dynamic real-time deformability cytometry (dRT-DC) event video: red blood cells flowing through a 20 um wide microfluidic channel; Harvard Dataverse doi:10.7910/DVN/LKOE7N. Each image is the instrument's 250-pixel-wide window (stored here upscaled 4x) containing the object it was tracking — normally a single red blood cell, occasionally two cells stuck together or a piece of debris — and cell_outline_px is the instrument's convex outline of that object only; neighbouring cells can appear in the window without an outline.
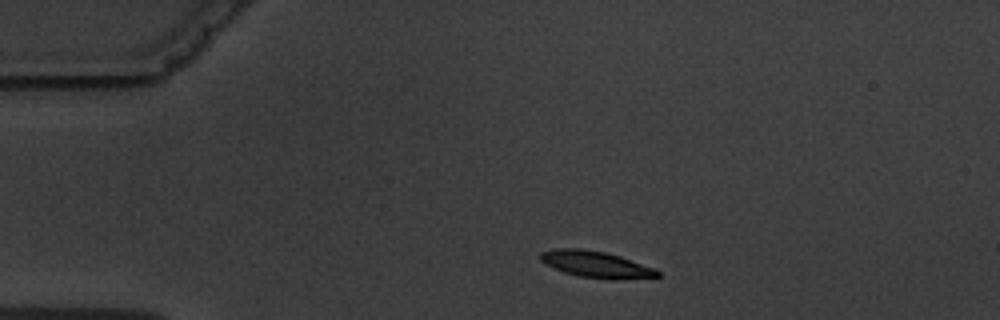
{"species": "common noctule bat (a hibernating species)", "species_latin": "Nyctalus noctula", "temperature_condition": "warm", "stored_images_in_passage": 3, "camera_frame_rate_fps": 3000, "um_per_image_px": 0.085, "animal": {"sex": "male", "body_mass_g": 19.5, "forearm_length_mm": 54.6}, "frame": {"image": 1, "passage_image": 1, "time_ms": 0.0, "image_size_px": [1000, 320], "cell_outline_px": [[660, 276], [612, 280], [580, 276], [564, 272], [544, 264], [540, 260], [540, 252], [556, 248], [580, 248], [604, 252], [620, 256], [656, 268], [660, 272]], "centroid_in_image_um": [50.65, 22.46], "position_along_channel_um": 34.3, "area_um2": 18.09}}
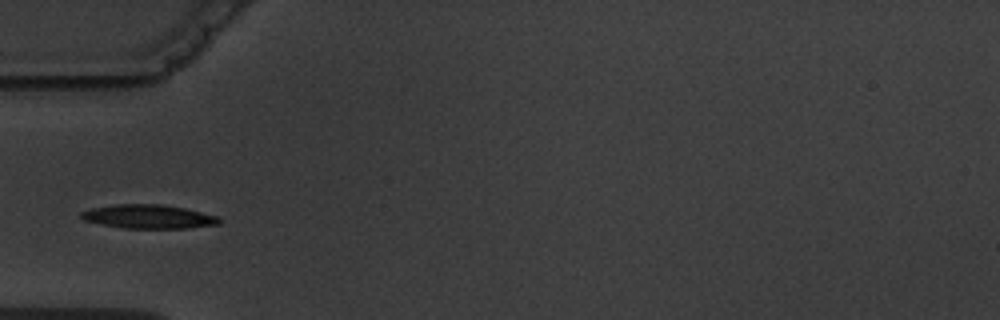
{"frame": {"image": 2, "passage_image": 3, "time_ms": 2.333, "image_size_px": [1000, 320], "cell_outline_px": [[220, 224], [188, 228], [120, 228], [100, 224], [84, 220], [80, 216], [80, 212], [92, 208], [116, 204], [160, 204], [184, 208], [220, 216]], "centroid_in_image_um": [12.63, 18.41], "position_along_channel_um": 72.4, "area_um2": 19.25}}